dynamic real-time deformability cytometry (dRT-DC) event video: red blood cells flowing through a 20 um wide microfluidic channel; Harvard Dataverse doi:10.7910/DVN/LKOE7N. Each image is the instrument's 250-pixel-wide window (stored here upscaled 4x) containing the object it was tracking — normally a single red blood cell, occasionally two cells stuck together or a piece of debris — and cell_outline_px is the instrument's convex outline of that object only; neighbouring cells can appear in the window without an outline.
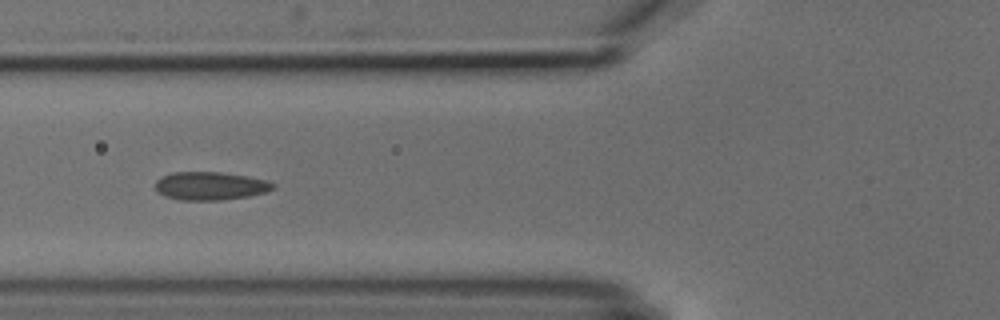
{"species": "common noctule bat (a hibernating species)", "species_latin": "Nyctalus noctula", "temperature_condition": "cold", "stored_images_in_passage": 9, "camera_frame_rate_fps": 3000, "um_per_image_px": 0.085, "animal": {"sex": "male", "body_mass_g": 18.8}, "frame": {"image": 1, "passage_image": 6, "time_ms": 6.667, "image_size_px": [1000, 320], "cell_outline_px": [[276, 188], [264, 192], [248, 196], [220, 200], [180, 200], [164, 196], [156, 192], [156, 180], [164, 176], [176, 172], [220, 172], [248, 176], [264, 180], [276, 184]], "centroid_in_image_um": [17.87, 15.81], "position_along_channel_um": 107.9, "area_um2": 19.25}}
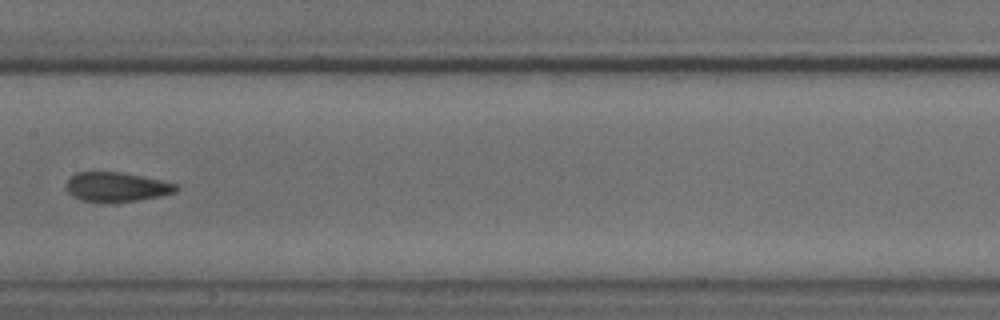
{"frame": {"image": 2, "passage_image": 8, "time_ms": 9.0, "image_size_px": [1000, 320], "cell_outline_px": [[180, 188], [176, 192], [160, 196], [136, 200], [84, 200], [72, 196], [64, 188], [64, 184], [76, 172], [120, 172], [160, 180], [176, 184]], "centroid_in_image_um": [9.89, 15.86], "position_along_channel_um": 197.5, "area_um2": 18.26}}
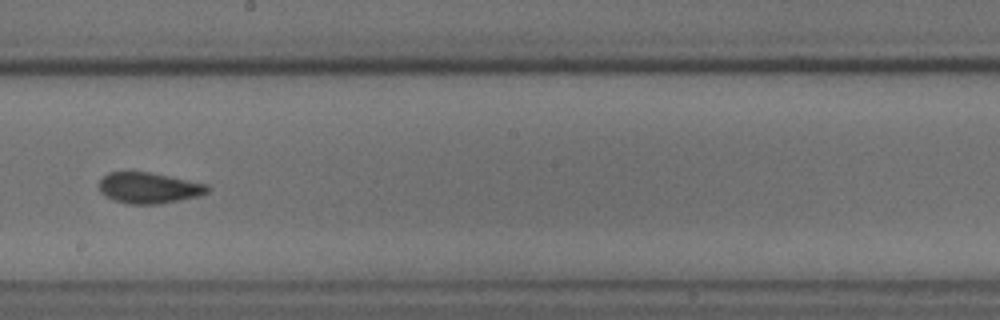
{"frame": {"image": 3, "passage_image": 9, "time_ms": 10.0, "image_size_px": [1000, 320], "cell_outline_px": [[212, 188], [208, 192], [196, 196], [180, 200], [160, 204], [128, 204], [104, 196], [100, 192], [100, 180], [108, 172], [148, 172], [208, 184]], "centroid_in_image_um": [12.66, 15.98], "position_along_channel_um": 235.5, "area_um2": 19.42}}